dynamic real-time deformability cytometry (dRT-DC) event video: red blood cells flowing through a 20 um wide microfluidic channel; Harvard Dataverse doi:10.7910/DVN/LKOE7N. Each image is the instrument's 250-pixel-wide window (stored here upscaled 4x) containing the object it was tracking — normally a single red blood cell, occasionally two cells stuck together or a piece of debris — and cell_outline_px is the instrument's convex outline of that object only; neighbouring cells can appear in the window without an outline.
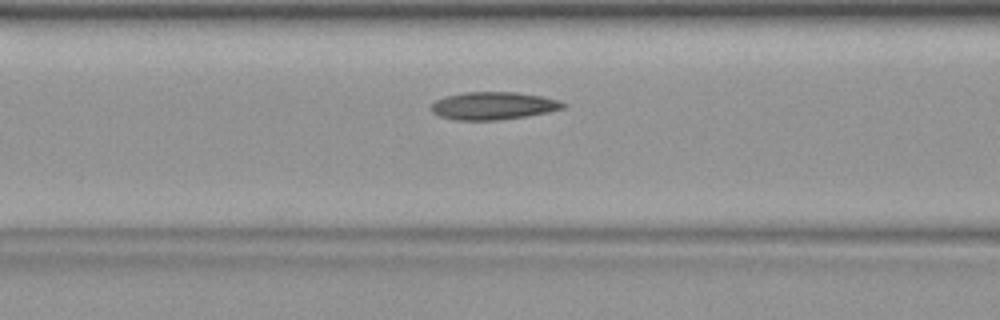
{"species": "common noctule bat (a hibernating species)", "species_latin": "Nyctalus noctula", "temperature_condition": "warm", "stored_images_in_passage": 37, "camera_frame_rate_fps": 3000, "um_per_image_px": 0.085, "animal": {"sex": "female", "body_mass_g": 19.9}, "frame": {"image": 1, "passage_image": 12, "time_ms": 3.667, "image_size_px": [1000, 320], "cell_outline_px": [[568, 104], [564, 108], [548, 112], [528, 116], [500, 120], [456, 120], [440, 116], [432, 112], [432, 104], [436, 100], [444, 96], [464, 92], [516, 92], [540, 96], [560, 100]], "centroid_in_image_um": [41.96, 8.99], "position_along_channel_um": 124.6, "area_um2": 21.39}}
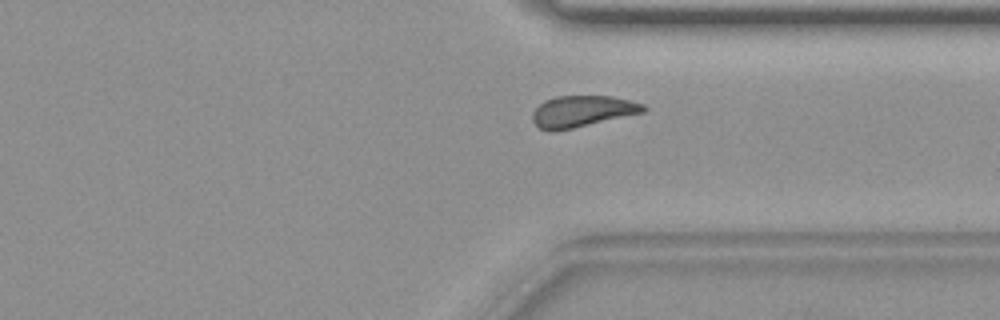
{"frame": {"image": 2, "passage_image": 27, "time_ms": 8.667, "image_size_px": [1000, 320], "cell_outline_px": [[648, 108], [644, 112], [556, 132], [552, 132], [540, 128], [532, 120], [532, 112], [544, 100], [556, 96], [612, 96], [644, 104]], "centroid_in_image_um": [49.47, 9.46], "position_along_channel_um": 361.9, "area_um2": 20.29}}
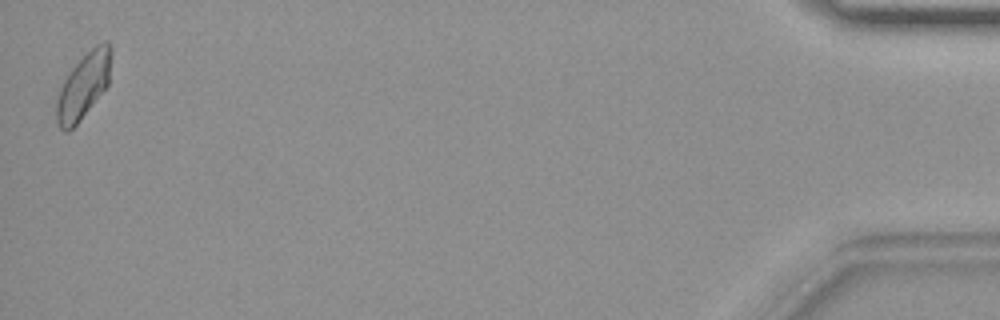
{"frame": {"image": 3, "passage_image": 37, "time_ms": 12.0, "image_size_px": [1000, 320], "cell_outline_px": [[108, 84], [80, 120], [68, 132], [64, 132], [60, 128], [56, 120], [56, 100], [60, 88], [64, 80], [72, 68], [96, 44], [104, 40], [108, 40]], "centroid_in_image_um": [7.02, 7.36], "position_along_channel_um": 428.2, "area_um2": 20.0}}